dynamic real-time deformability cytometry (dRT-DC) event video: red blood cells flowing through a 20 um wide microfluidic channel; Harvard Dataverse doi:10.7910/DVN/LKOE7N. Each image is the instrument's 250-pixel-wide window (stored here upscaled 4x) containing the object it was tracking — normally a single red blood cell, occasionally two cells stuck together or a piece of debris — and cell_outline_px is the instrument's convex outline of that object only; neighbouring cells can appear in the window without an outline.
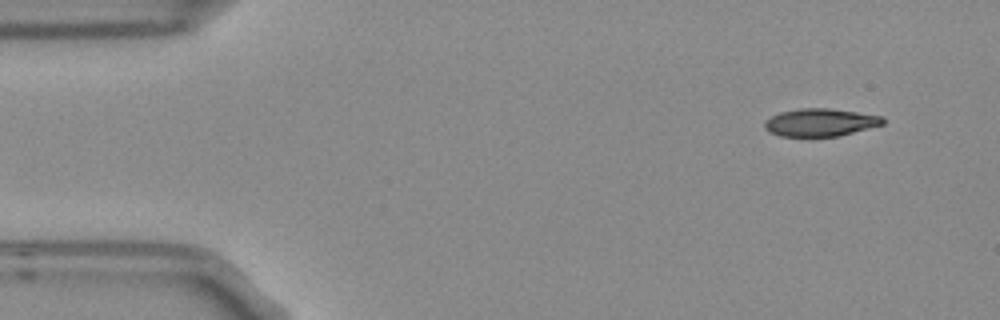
{"species": "Egyptian fruit bat (a non-hibernating species)", "species_latin": "Rousettus aegyptiacus", "temperature_condition": "room temperature", "stored_images_in_passage": 3, "camera_frame_rate_fps": 3000, "um_per_image_px": 0.085, "frame": {"image": 1, "passage_image": 1, "time_ms": 0.0, "image_size_px": [1000, 320], "cell_outline_px": [[884, 124], [836, 136], [780, 136], [768, 132], [764, 128], [764, 120], [780, 112], [800, 108], [828, 108], [884, 116]], "centroid_in_image_um": [69.69, 10.4], "position_along_channel_um": 15.3, "area_um2": 19.02}}
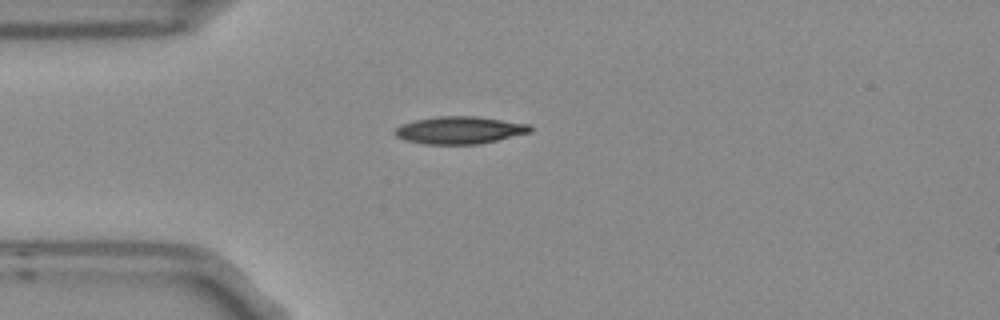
{"frame": {"image": 2, "passage_image": 3, "time_ms": 0.667, "image_size_px": [1000, 320], "cell_outline_px": [[532, 132], [480, 144], [424, 144], [408, 140], [396, 136], [392, 132], [400, 124], [416, 120], [440, 116], [476, 116], [528, 124], [532, 128]], "centroid_in_image_um": [39.07, 11.06], "position_along_channel_um": 45.9, "area_um2": 21.5}}